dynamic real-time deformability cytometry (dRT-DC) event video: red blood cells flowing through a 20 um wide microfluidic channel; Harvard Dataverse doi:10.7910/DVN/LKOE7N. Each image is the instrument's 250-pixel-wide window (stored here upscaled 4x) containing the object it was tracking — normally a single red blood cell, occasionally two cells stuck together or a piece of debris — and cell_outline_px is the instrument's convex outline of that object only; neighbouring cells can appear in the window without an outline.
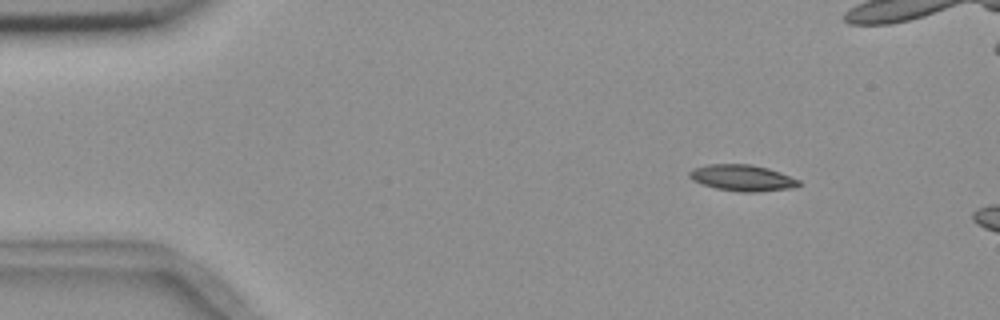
{"species": "common noctule bat (a hibernating species)", "species_latin": "Nyctalus noctula", "temperature_condition": "room temperature", "stored_images_in_passage": 3, "camera_frame_rate_fps": 3000, "um_per_image_px": 0.085, "animal": {"sex": "female", "body_mass_g": 18.4}, "frame": {"image": 1, "passage_image": 1, "time_ms": 0.0, "image_size_px": [1000, 320], "cell_outline_px": [[800, 184], [796, 188], [760, 192], [740, 192], [716, 188], [692, 180], [688, 176], [688, 172], [692, 168], [708, 164], [752, 164], [768, 168], [780, 172], [800, 180]], "centroid_in_image_um": [63.12, 15.12], "position_along_channel_um": 21.9, "area_um2": 16.94}}